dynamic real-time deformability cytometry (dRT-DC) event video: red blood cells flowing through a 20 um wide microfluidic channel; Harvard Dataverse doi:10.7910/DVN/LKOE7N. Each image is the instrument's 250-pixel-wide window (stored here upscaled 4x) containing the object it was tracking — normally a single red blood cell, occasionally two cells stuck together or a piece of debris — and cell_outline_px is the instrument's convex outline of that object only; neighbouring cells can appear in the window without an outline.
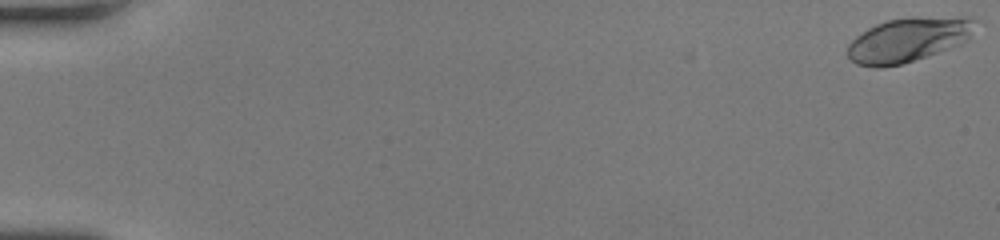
{"species": "human", "species_latin": "Homo sapiens", "temperature_condition": "room temperature", "stored_images_in_passage": 18, "camera_frame_rate_fps": 3000, "um_per_image_px": 0.085, "donor": {"sex": "female"}, "frame": {"image": 1, "passage_image": 1, "time_ms": 0.0, "image_size_px": [1000, 240], "cell_outline_px": [[972, 20], [968, 36], [960, 44], [900, 64], [880, 68], [876, 68], [856, 64], [848, 56], [848, 44], [856, 36], [868, 28], [876, 24], [888, 20], [912, 16], [972, 16]], "centroid_in_image_um": [77.12, 3.36], "position_along_channel_um": 7.9, "area_um2": 32.48}}
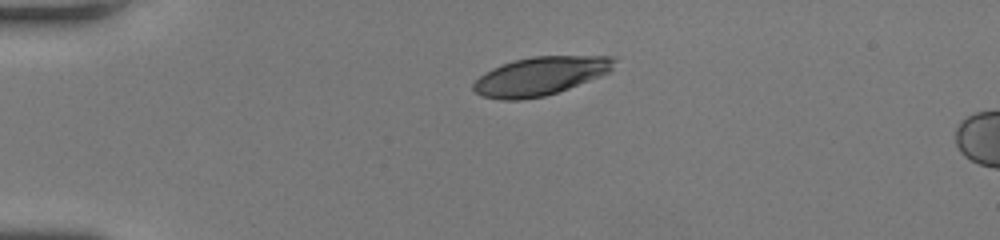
{"frame": {"image": 2, "passage_image": 14, "time_ms": 4.333, "image_size_px": [1000, 240], "cell_outline_px": [[616, 60], [612, 68], [608, 72], [600, 76], [568, 88], [544, 96], [520, 100], [500, 100], [480, 96], [472, 88], [472, 84], [484, 72], [492, 68], [516, 60], [532, 56], [612, 56]], "centroid_in_image_um": [45.88, 6.47], "position_along_channel_um": 39.1, "area_um2": 31.33}}